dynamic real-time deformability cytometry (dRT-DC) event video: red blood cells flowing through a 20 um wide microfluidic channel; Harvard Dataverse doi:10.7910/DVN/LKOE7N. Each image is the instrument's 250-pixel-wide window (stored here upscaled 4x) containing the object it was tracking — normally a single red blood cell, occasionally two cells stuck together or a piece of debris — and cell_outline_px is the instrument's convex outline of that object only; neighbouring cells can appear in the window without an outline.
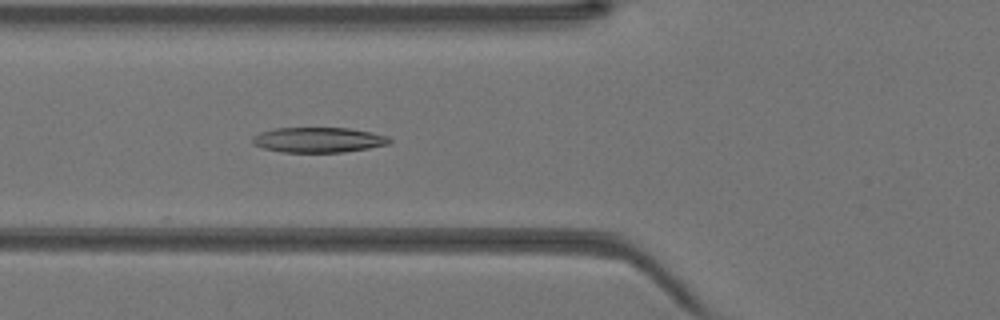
{"species": "Egyptian fruit bat (a non-hibernating species)", "species_latin": "Rousettus aegyptiacus", "temperature_condition": "warm", "stored_images_in_passage": 43, "camera_frame_rate_fps": 3000, "um_per_image_px": 0.085, "animal": {"sex": "female"}, "frame": {"image": 1, "passage_image": 16, "time_ms": 5.0, "image_size_px": [1000, 320], "cell_outline_px": [[392, 140], [388, 144], [368, 148], [344, 152], [280, 152], [264, 148], [252, 144], [252, 136], [260, 132], [272, 128], [348, 128], [372, 132], [388, 136]], "centroid_in_image_um": [27.04, 11.88], "position_along_channel_um": 98.8, "area_um2": 20.17}}
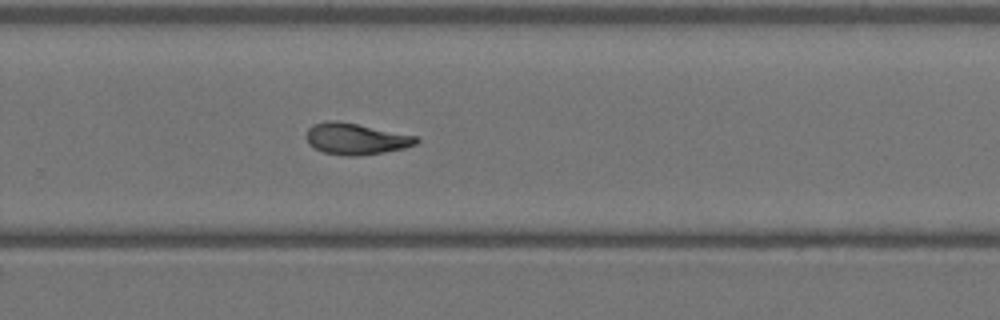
{"frame": {"image": 2, "passage_image": 29, "time_ms": 9.333, "image_size_px": [1000, 320], "cell_outline_px": [[420, 140], [416, 144], [404, 148], [384, 152], [356, 156], [344, 156], [324, 152], [308, 144], [304, 136], [308, 128], [312, 124], [324, 120], [336, 120], [416, 136]], "centroid_in_image_um": [30.18, 11.8], "position_along_channel_um": 299.6, "area_um2": 20.11}}
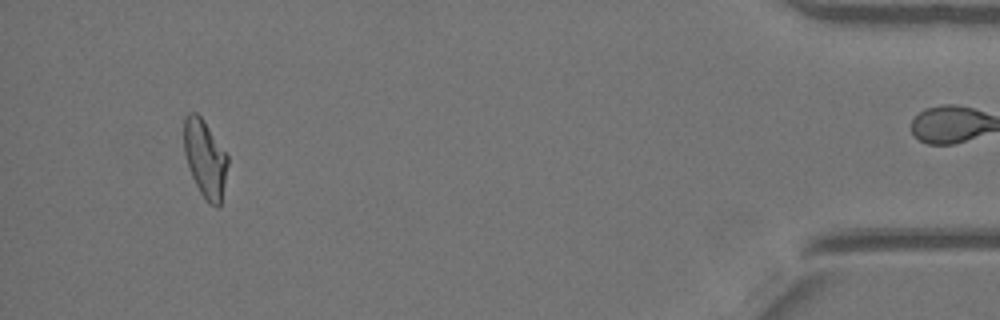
{"frame": {"image": 3, "passage_image": 41, "time_ms": 13.333, "image_size_px": [1000, 320], "cell_outline_px": [[228, 164], [220, 204], [216, 208], [208, 204], [200, 192], [192, 176], [184, 152], [184, 116], [188, 112], [196, 112], [200, 116], [228, 156]], "centroid_in_image_um": [17.42, 13.49], "position_along_channel_um": 417.8, "area_um2": 19.48}}